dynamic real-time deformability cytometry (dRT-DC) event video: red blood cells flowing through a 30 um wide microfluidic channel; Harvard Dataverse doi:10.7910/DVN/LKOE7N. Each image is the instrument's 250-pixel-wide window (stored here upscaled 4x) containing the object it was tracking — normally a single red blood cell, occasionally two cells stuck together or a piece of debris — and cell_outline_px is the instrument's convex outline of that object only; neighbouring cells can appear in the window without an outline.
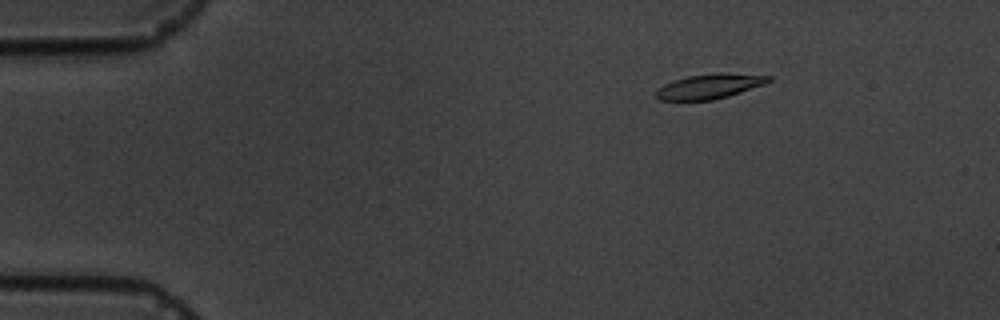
{"species": "common noctule bat (a hibernating species)", "species_latin": "Nyctalus noctula", "temperature_condition": "cold", "stored_images_in_passage": 8, "camera_frame_rate_fps": 3000, "um_per_image_px": 0.085, "animal": {"sex": "male", "body_mass_g": 19.5, "forearm_length_mm": 54.6}, "frame": {"image": 1, "passage_image": 3, "time_ms": 2.333, "image_size_px": [1000, 320], "cell_outline_px": [[772, 80], [764, 84], [728, 96], [712, 100], [660, 100], [656, 96], [656, 92], [664, 84], [672, 80], [688, 76], [720, 72], [772, 76]], "centroid_in_image_um": [60.32, 7.32], "position_along_channel_um": 24.7, "area_um2": 16.13}}
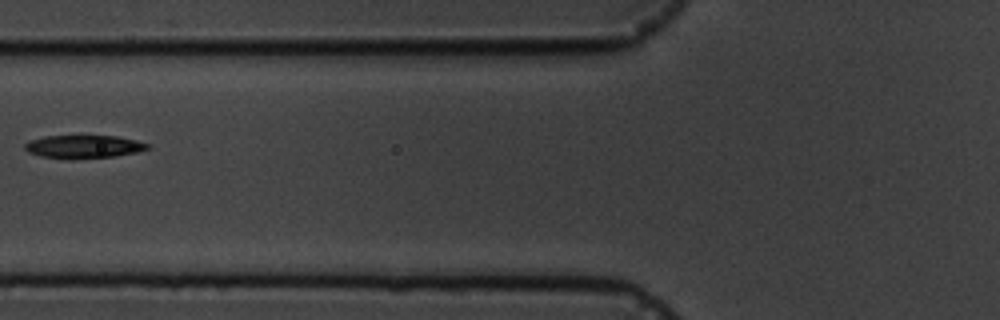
{"frame": {"image": 2, "passage_image": 7, "time_ms": 7.0, "image_size_px": [1000, 320], "cell_outline_px": [[148, 148], [136, 152], [116, 156], [40, 156], [28, 152], [24, 148], [24, 144], [28, 140], [44, 136], [116, 136], [136, 140], [148, 144]], "centroid_in_image_um": [7.08, 12.41], "position_along_channel_um": 118.7, "area_um2": 15.55}}
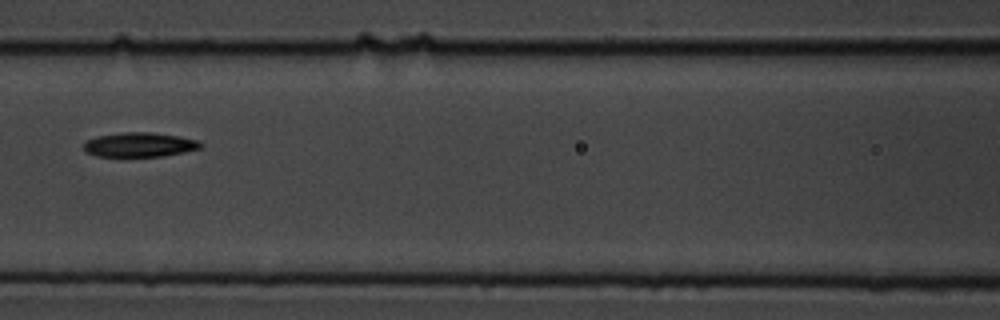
{"frame": {"image": 3, "passage_image": 8, "time_ms": 8.0, "image_size_px": [1000, 320], "cell_outline_px": [[204, 148], [164, 156], [96, 156], [84, 152], [84, 140], [96, 136], [124, 132], [152, 132], [180, 136], [196, 140], [204, 144]], "centroid_in_image_um": [11.86, 12.29], "position_along_channel_um": 154.7, "area_um2": 16.88}}